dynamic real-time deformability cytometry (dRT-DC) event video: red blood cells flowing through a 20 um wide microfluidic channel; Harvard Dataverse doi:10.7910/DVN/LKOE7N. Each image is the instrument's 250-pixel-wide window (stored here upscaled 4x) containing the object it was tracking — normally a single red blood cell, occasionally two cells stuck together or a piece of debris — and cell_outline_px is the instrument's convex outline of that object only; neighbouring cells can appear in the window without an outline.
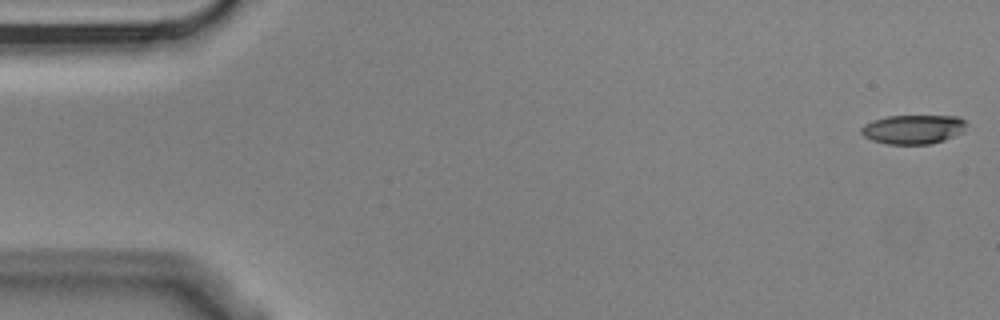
{"species": "Egyptian fruit bat (a non-hibernating species)", "species_latin": "Rousettus aegyptiacus", "temperature_condition": "cold", "stored_images_in_passage": 8, "camera_frame_rate_fps": 3000, "um_per_image_px": 0.085, "animal": {"sex": "male"}, "frame": {"image": 1, "passage_image": 1, "time_ms": 0.0, "image_size_px": [1000, 320], "cell_outline_px": [[968, 124], [964, 132], [944, 140], [928, 144], [888, 144], [872, 140], [864, 136], [860, 132], [860, 128], [864, 124], [872, 120], [888, 116], [960, 116]], "centroid_in_image_um": [77.64, 10.98], "position_along_channel_um": 7.4, "area_um2": 18.03}}
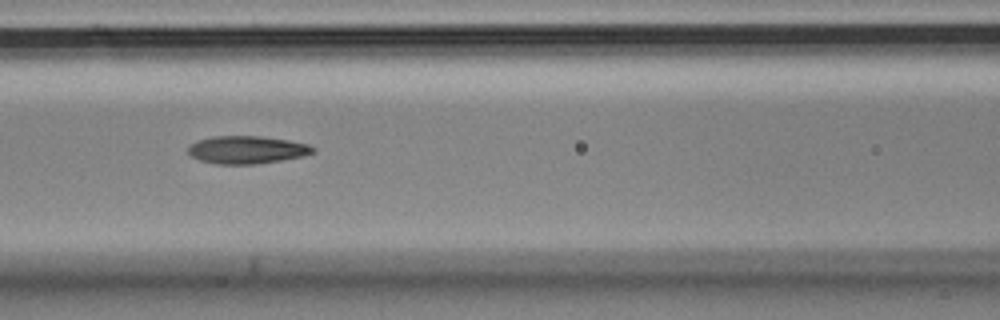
{"frame": {"image": 2, "passage_image": 7, "time_ms": 2.0, "image_size_px": [1000, 320], "cell_outline_px": [[316, 152], [304, 156], [256, 164], [216, 164], [200, 160], [192, 156], [188, 152], [188, 144], [212, 136], [260, 136], [288, 140], [308, 144], [316, 148]], "centroid_in_image_um": [21.0, 12.73], "position_along_channel_um": 145.6, "area_um2": 20.23}}
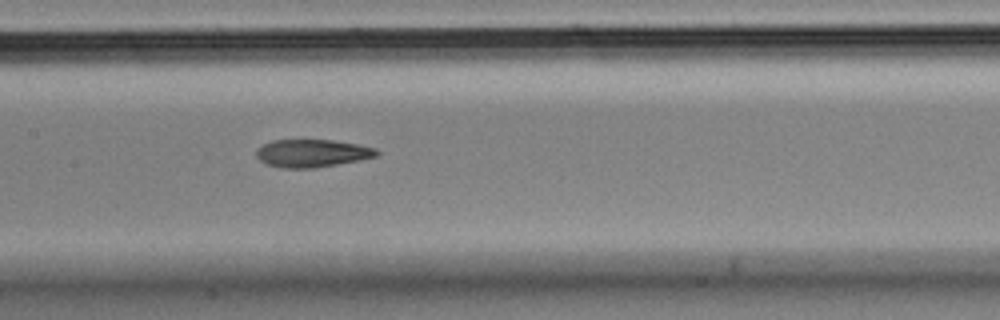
{"frame": {"image": 3, "passage_image": 8, "time_ms": 2.333, "image_size_px": [1000, 320], "cell_outline_px": [[380, 152], [376, 156], [360, 160], [312, 168], [284, 168], [268, 164], [260, 160], [256, 156], [256, 148], [272, 140], [332, 140], [356, 144], [376, 148]], "centroid_in_image_um": [26.52, 13.02], "position_along_channel_um": 180.9, "area_um2": 19.31}}